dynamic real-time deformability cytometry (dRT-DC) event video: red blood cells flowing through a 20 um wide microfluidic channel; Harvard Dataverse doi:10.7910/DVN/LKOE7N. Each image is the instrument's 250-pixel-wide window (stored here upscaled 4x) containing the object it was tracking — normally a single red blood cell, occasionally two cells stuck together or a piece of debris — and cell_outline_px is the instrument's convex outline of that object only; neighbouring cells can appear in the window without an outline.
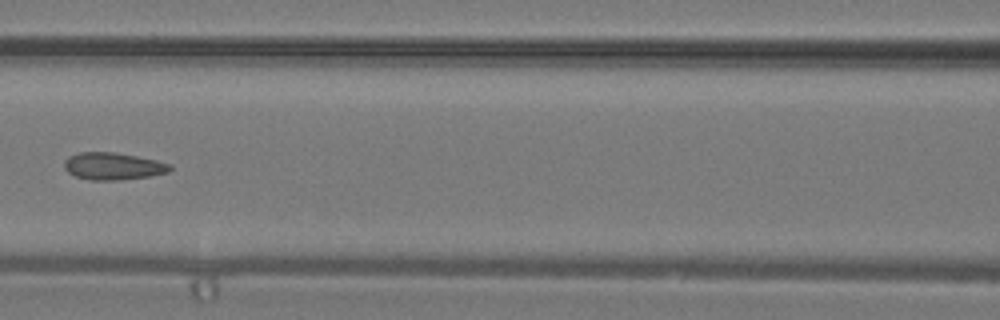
{"species": "common noctule bat (a hibernating species)", "species_latin": "Nyctalus noctula", "temperature_condition": "warm", "stored_images_in_passage": 36, "camera_frame_rate_fps": 3000, "um_per_image_px": 0.085, "animal": {"sex": "male", "body_mass_g": 19.2, "forearm_length_mm": 51.8}, "frame": {"image": 1, "passage_image": 16, "time_ms": 5.0, "image_size_px": [1000, 320], "cell_outline_px": [[172, 168], [168, 172], [148, 176], [116, 180], [92, 180], [76, 176], [68, 172], [64, 168], [64, 160], [68, 156], [80, 152], [116, 152], [156, 160], [172, 164]], "centroid_in_image_um": [9.6, 14.11], "position_along_channel_um": 157.0, "area_um2": 16.7}}